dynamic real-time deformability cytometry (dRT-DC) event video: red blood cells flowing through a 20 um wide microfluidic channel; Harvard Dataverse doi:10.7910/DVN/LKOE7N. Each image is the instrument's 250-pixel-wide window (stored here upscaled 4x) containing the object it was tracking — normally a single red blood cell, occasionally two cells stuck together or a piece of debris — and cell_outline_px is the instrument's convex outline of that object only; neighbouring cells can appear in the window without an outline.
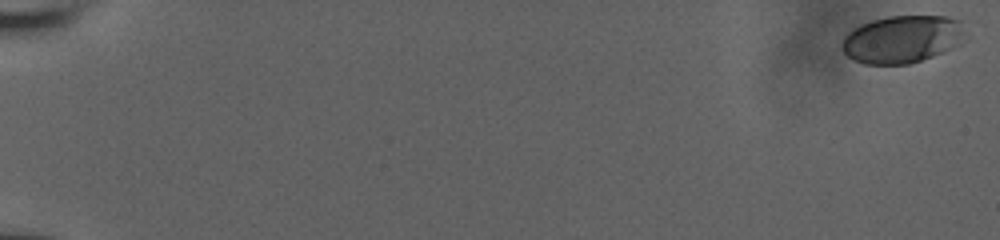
{"species": "human", "species_latin": "Homo sapiens", "temperature_condition": "room temperature", "stored_images_in_passage": 19, "camera_frame_rate_fps": 3000, "um_per_image_px": 0.085, "donor": {"sex": "male"}, "frame": {"image": 1, "passage_image": 1, "time_ms": 0.0, "image_size_px": [1000, 240], "cell_outline_px": [[960, 32], [948, 48], [944, 52], [908, 64], [864, 64], [848, 56], [840, 48], [840, 44], [844, 36], [848, 32], [872, 20], [888, 16], [948, 16], [960, 20]], "centroid_in_image_um": [76.54, 3.33], "position_along_channel_um": 8.5, "area_um2": 33.06}}
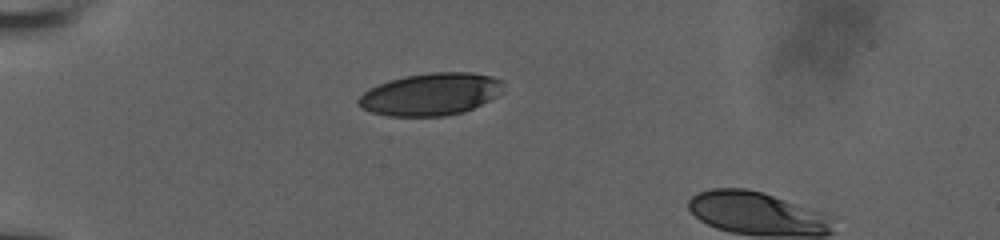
{"frame": {"image": 2, "passage_image": 16, "time_ms": 6.0, "image_size_px": [1000, 240], "cell_outline_px": [[504, 92], [464, 112], [444, 116], [388, 116], [372, 112], [356, 104], [356, 100], [368, 88], [388, 80], [404, 76], [428, 72], [472, 72], [492, 76], [504, 80]], "centroid_in_image_um": [36.62, 7.99], "position_along_channel_um": 48.4, "area_um2": 36.07}}